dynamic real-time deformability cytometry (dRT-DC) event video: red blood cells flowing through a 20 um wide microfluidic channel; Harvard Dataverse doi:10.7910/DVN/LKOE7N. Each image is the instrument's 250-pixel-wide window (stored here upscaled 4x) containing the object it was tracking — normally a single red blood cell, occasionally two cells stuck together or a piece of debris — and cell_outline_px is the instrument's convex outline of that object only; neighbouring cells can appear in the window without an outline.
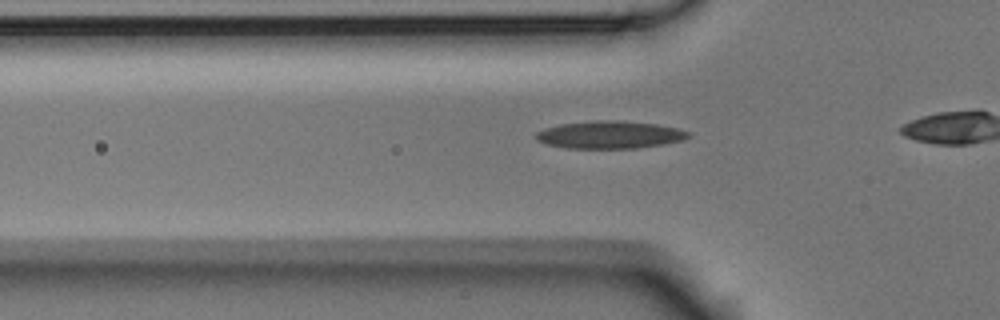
{"species": "Egyptian fruit bat (a non-hibernating species)", "species_latin": "Rousettus aegyptiacus", "temperature_condition": "room temperature", "stored_images_in_passage": 8, "camera_frame_rate_fps": 3000, "um_per_image_px": 0.085, "animal": {"sex": "male"}, "frame": {"image": 1, "passage_image": 2, "time_ms": 0.333, "image_size_px": [1000, 320], "cell_outline_px": [[692, 136], [680, 140], [664, 144], [636, 148], [564, 148], [548, 144], [536, 140], [532, 136], [536, 132], [544, 128], [560, 124], [596, 120], [616, 120], [656, 124], [676, 128], [688, 132]], "centroid_in_image_um": [51.77, 11.45], "position_along_channel_um": 74.0, "area_um2": 24.45}}
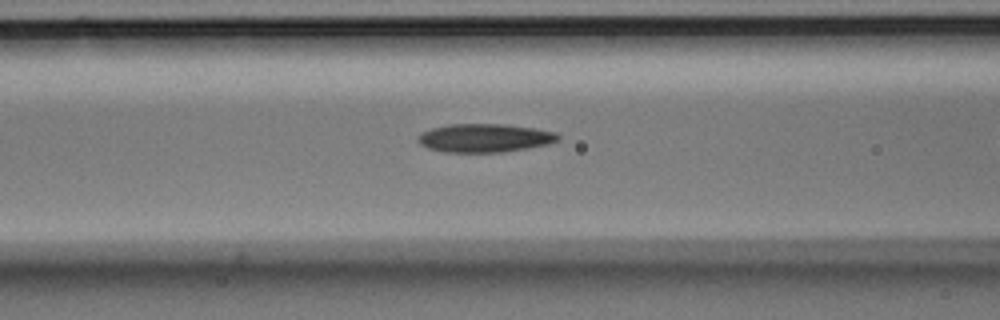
{"frame": {"image": 2, "passage_image": 6, "time_ms": 1.667, "image_size_px": [1000, 320], "cell_outline_px": [[560, 140], [548, 144], [528, 148], [504, 152], [444, 152], [428, 148], [420, 144], [416, 140], [416, 136], [420, 132], [432, 128], [448, 124], [504, 124], [536, 128], [556, 132], [560, 136]], "centroid_in_image_um": [41.18, 11.72], "position_along_channel_um": 125.4, "area_um2": 23.52}}